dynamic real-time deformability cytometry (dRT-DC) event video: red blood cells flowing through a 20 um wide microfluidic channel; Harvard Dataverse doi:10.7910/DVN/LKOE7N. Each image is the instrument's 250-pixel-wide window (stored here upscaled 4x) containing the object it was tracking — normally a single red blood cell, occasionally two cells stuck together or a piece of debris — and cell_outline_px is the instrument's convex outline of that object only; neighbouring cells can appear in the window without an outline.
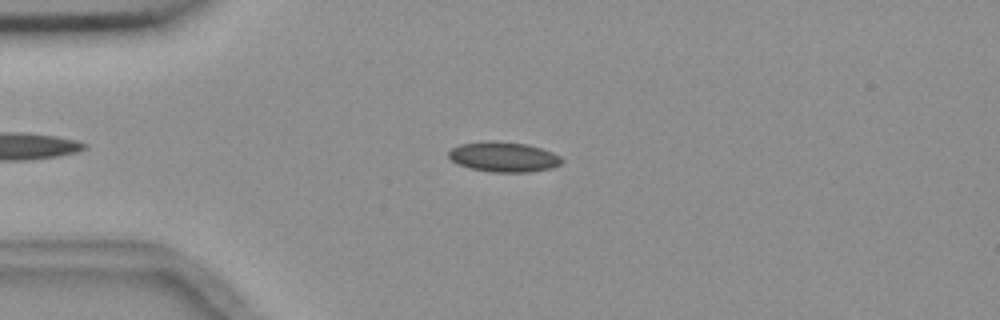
{"species": "common noctule bat (a hibernating species)", "species_latin": "Nyctalus noctula", "temperature_condition": "room temperature", "stored_images_in_passage": 4, "camera_frame_rate_fps": 3000, "um_per_image_px": 0.085, "animal": {"sex": "female", "body_mass_g": 18.4}, "frame": {"image": 1, "passage_image": 3, "time_ms": 3.333, "image_size_px": [1000, 320], "cell_outline_px": [[560, 164], [552, 168], [528, 172], [492, 172], [468, 168], [456, 164], [448, 156], [448, 152], [452, 148], [460, 144], [484, 140], [496, 140], [528, 144], [552, 152], [560, 156]], "centroid_in_image_um": [42.76, 13.32], "position_along_channel_um": 42.2, "area_um2": 20.0}}